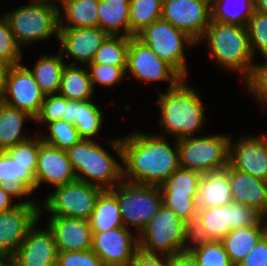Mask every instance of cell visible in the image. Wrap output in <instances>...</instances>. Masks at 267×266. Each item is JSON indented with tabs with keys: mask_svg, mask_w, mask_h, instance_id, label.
<instances>
[{
	"mask_svg": "<svg viewBox=\"0 0 267 266\" xmlns=\"http://www.w3.org/2000/svg\"><path fill=\"white\" fill-rule=\"evenodd\" d=\"M110 191L117 198L124 227L128 229V224L135 227L137 234H140L164 205L159 186L135 184L123 180Z\"/></svg>",
	"mask_w": 267,
	"mask_h": 266,
	"instance_id": "52a82bcc",
	"label": "cell"
},
{
	"mask_svg": "<svg viewBox=\"0 0 267 266\" xmlns=\"http://www.w3.org/2000/svg\"><path fill=\"white\" fill-rule=\"evenodd\" d=\"M26 119H34L25 111L0 101V151H7L29 139L22 132Z\"/></svg>",
	"mask_w": 267,
	"mask_h": 266,
	"instance_id": "83f0119b",
	"label": "cell"
},
{
	"mask_svg": "<svg viewBox=\"0 0 267 266\" xmlns=\"http://www.w3.org/2000/svg\"><path fill=\"white\" fill-rule=\"evenodd\" d=\"M262 214L255 208L241 203L231 202V230L257 225Z\"/></svg>",
	"mask_w": 267,
	"mask_h": 266,
	"instance_id": "bcb514c9",
	"label": "cell"
},
{
	"mask_svg": "<svg viewBox=\"0 0 267 266\" xmlns=\"http://www.w3.org/2000/svg\"><path fill=\"white\" fill-rule=\"evenodd\" d=\"M92 233V250L104 266H130L139 249L138 235L131 234L124 226Z\"/></svg>",
	"mask_w": 267,
	"mask_h": 266,
	"instance_id": "5bb4252c",
	"label": "cell"
},
{
	"mask_svg": "<svg viewBox=\"0 0 267 266\" xmlns=\"http://www.w3.org/2000/svg\"><path fill=\"white\" fill-rule=\"evenodd\" d=\"M130 266H170V256L150 254L138 249Z\"/></svg>",
	"mask_w": 267,
	"mask_h": 266,
	"instance_id": "681fc988",
	"label": "cell"
},
{
	"mask_svg": "<svg viewBox=\"0 0 267 266\" xmlns=\"http://www.w3.org/2000/svg\"><path fill=\"white\" fill-rule=\"evenodd\" d=\"M103 113L99 107L90 100L77 101L76 127L82 139L91 140L102 128Z\"/></svg>",
	"mask_w": 267,
	"mask_h": 266,
	"instance_id": "8d00e7d4",
	"label": "cell"
},
{
	"mask_svg": "<svg viewBox=\"0 0 267 266\" xmlns=\"http://www.w3.org/2000/svg\"><path fill=\"white\" fill-rule=\"evenodd\" d=\"M63 115H65V97L59 93L45 95L39 113L34 120L48 124L63 120Z\"/></svg>",
	"mask_w": 267,
	"mask_h": 266,
	"instance_id": "7bdbcfd3",
	"label": "cell"
},
{
	"mask_svg": "<svg viewBox=\"0 0 267 266\" xmlns=\"http://www.w3.org/2000/svg\"><path fill=\"white\" fill-rule=\"evenodd\" d=\"M233 143L230 139L228 165L267 181V136H242Z\"/></svg>",
	"mask_w": 267,
	"mask_h": 266,
	"instance_id": "2e32d148",
	"label": "cell"
},
{
	"mask_svg": "<svg viewBox=\"0 0 267 266\" xmlns=\"http://www.w3.org/2000/svg\"><path fill=\"white\" fill-rule=\"evenodd\" d=\"M236 266H267V237L264 235Z\"/></svg>",
	"mask_w": 267,
	"mask_h": 266,
	"instance_id": "c3c4849f",
	"label": "cell"
},
{
	"mask_svg": "<svg viewBox=\"0 0 267 266\" xmlns=\"http://www.w3.org/2000/svg\"><path fill=\"white\" fill-rule=\"evenodd\" d=\"M233 201L229 181V165L223 170L201 174L195 195L197 211L226 206Z\"/></svg>",
	"mask_w": 267,
	"mask_h": 266,
	"instance_id": "44dd1931",
	"label": "cell"
},
{
	"mask_svg": "<svg viewBox=\"0 0 267 266\" xmlns=\"http://www.w3.org/2000/svg\"><path fill=\"white\" fill-rule=\"evenodd\" d=\"M264 235L265 228L261 220L254 226L232 229L221 242L231 263L236 266Z\"/></svg>",
	"mask_w": 267,
	"mask_h": 266,
	"instance_id": "484cf974",
	"label": "cell"
},
{
	"mask_svg": "<svg viewBox=\"0 0 267 266\" xmlns=\"http://www.w3.org/2000/svg\"><path fill=\"white\" fill-rule=\"evenodd\" d=\"M38 221L27 232L13 256L20 266H57L58 250L53 233L37 228Z\"/></svg>",
	"mask_w": 267,
	"mask_h": 266,
	"instance_id": "e0dca14e",
	"label": "cell"
},
{
	"mask_svg": "<svg viewBox=\"0 0 267 266\" xmlns=\"http://www.w3.org/2000/svg\"><path fill=\"white\" fill-rule=\"evenodd\" d=\"M129 10V0H100L98 27L109 36L129 37Z\"/></svg>",
	"mask_w": 267,
	"mask_h": 266,
	"instance_id": "d4e9b609",
	"label": "cell"
},
{
	"mask_svg": "<svg viewBox=\"0 0 267 266\" xmlns=\"http://www.w3.org/2000/svg\"><path fill=\"white\" fill-rule=\"evenodd\" d=\"M192 228L170 208L163 205L138 234V246L143 252L174 256L188 251ZM161 252V253H159Z\"/></svg>",
	"mask_w": 267,
	"mask_h": 266,
	"instance_id": "5b68a950",
	"label": "cell"
},
{
	"mask_svg": "<svg viewBox=\"0 0 267 266\" xmlns=\"http://www.w3.org/2000/svg\"><path fill=\"white\" fill-rule=\"evenodd\" d=\"M108 143L122 160L126 182L160 186L180 167L178 140L172 148L165 135L137 131Z\"/></svg>",
	"mask_w": 267,
	"mask_h": 266,
	"instance_id": "6da1fadb",
	"label": "cell"
},
{
	"mask_svg": "<svg viewBox=\"0 0 267 266\" xmlns=\"http://www.w3.org/2000/svg\"><path fill=\"white\" fill-rule=\"evenodd\" d=\"M12 66L13 65L8 62L0 60V101L3 100L8 76H9Z\"/></svg>",
	"mask_w": 267,
	"mask_h": 266,
	"instance_id": "f5cc1de1",
	"label": "cell"
},
{
	"mask_svg": "<svg viewBox=\"0 0 267 266\" xmlns=\"http://www.w3.org/2000/svg\"><path fill=\"white\" fill-rule=\"evenodd\" d=\"M170 266H199L189 251L180 252L170 257Z\"/></svg>",
	"mask_w": 267,
	"mask_h": 266,
	"instance_id": "816d5d0a",
	"label": "cell"
},
{
	"mask_svg": "<svg viewBox=\"0 0 267 266\" xmlns=\"http://www.w3.org/2000/svg\"><path fill=\"white\" fill-rule=\"evenodd\" d=\"M264 64H255L250 75L244 80L246 88L253 94L264 108L267 107V56Z\"/></svg>",
	"mask_w": 267,
	"mask_h": 266,
	"instance_id": "b9f144b4",
	"label": "cell"
},
{
	"mask_svg": "<svg viewBox=\"0 0 267 266\" xmlns=\"http://www.w3.org/2000/svg\"><path fill=\"white\" fill-rule=\"evenodd\" d=\"M201 173L179 167L162 185V196H190L195 198Z\"/></svg>",
	"mask_w": 267,
	"mask_h": 266,
	"instance_id": "836d02e7",
	"label": "cell"
},
{
	"mask_svg": "<svg viewBox=\"0 0 267 266\" xmlns=\"http://www.w3.org/2000/svg\"><path fill=\"white\" fill-rule=\"evenodd\" d=\"M37 164H21L6 151H0V187L11 189L22 197L36 190Z\"/></svg>",
	"mask_w": 267,
	"mask_h": 266,
	"instance_id": "603a6c76",
	"label": "cell"
},
{
	"mask_svg": "<svg viewBox=\"0 0 267 266\" xmlns=\"http://www.w3.org/2000/svg\"><path fill=\"white\" fill-rule=\"evenodd\" d=\"M255 11L267 15V0H254Z\"/></svg>",
	"mask_w": 267,
	"mask_h": 266,
	"instance_id": "11a10c76",
	"label": "cell"
},
{
	"mask_svg": "<svg viewBox=\"0 0 267 266\" xmlns=\"http://www.w3.org/2000/svg\"><path fill=\"white\" fill-rule=\"evenodd\" d=\"M194 199L190 196H163V204L173 210L182 221L192 227L197 214Z\"/></svg>",
	"mask_w": 267,
	"mask_h": 266,
	"instance_id": "ee69618b",
	"label": "cell"
},
{
	"mask_svg": "<svg viewBox=\"0 0 267 266\" xmlns=\"http://www.w3.org/2000/svg\"><path fill=\"white\" fill-rule=\"evenodd\" d=\"M57 266H104L91 249L86 251L58 252Z\"/></svg>",
	"mask_w": 267,
	"mask_h": 266,
	"instance_id": "7dc6e473",
	"label": "cell"
},
{
	"mask_svg": "<svg viewBox=\"0 0 267 266\" xmlns=\"http://www.w3.org/2000/svg\"><path fill=\"white\" fill-rule=\"evenodd\" d=\"M40 206L35 200H25L15 208L0 213V257H12L30 228L40 220Z\"/></svg>",
	"mask_w": 267,
	"mask_h": 266,
	"instance_id": "7c38bea8",
	"label": "cell"
},
{
	"mask_svg": "<svg viewBox=\"0 0 267 266\" xmlns=\"http://www.w3.org/2000/svg\"><path fill=\"white\" fill-rule=\"evenodd\" d=\"M161 18L201 41L211 20L209 0H163Z\"/></svg>",
	"mask_w": 267,
	"mask_h": 266,
	"instance_id": "4fadbf2b",
	"label": "cell"
},
{
	"mask_svg": "<svg viewBox=\"0 0 267 266\" xmlns=\"http://www.w3.org/2000/svg\"><path fill=\"white\" fill-rule=\"evenodd\" d=\"M47 125L49 134L41 136L43 143L66 151L82 140L76 127L68 121L57 120Z\"/></svg>",
	"mask_w": 267,
	"mask_h": 266,
	"instance_id": "74e56055",
	"label": "cell"
},
{
	"mask_svg": "<svg viewBox=\"0 0 267 266\" xmlns=\"http://www.w3.org/2000/svg\"><path fill=\"white\" fill-rule=\"evenodd\" d=\"M210 10L213 21L245 27L248 18L255 12V5L254 0H211Z\"/></svg>",
	"mask_w": 267,
	"mask_h": 266,
	"instance_id": "1f68e13d",
	"label": "cell"
},
{
	"mask_svg": "<svg viewBox=\"0 0 267 266\" xmlns=\"http://www.w3.org/2000/svg\"><path fill=\"white\" fill-rule=\"evenodd\" d=\"M206 38L209 51L220 67L234 69L245 80L254 65V54L245 27L210 20L201 40Z\"/></svg>",
	"mask_w": 267,
	"mask_h": 266,
	"instance_id": "3957f363",
	"label": "cell"
},
{
	"mask_svg": "<svg viewBox=\"0 0 267 266\" xmlns=\"http://www.w3.org/2000/svg\"><path fill=\"white\" fill-rule=\"evenodd\" d=\"M21 47L16 42L7 19L0 17V60L12 65L20 64L22 55Z\"/></svg>",
	"mask_w": 267,
	"mask_h": 266,
	"instance_id": "ab89813d",
	"label": "cell"
},
{
	"mask_svg": "<svg viewBox=\"0 0 267 266\" xmlns=\"http://www.w3.org/2000/svg\"><path fill=\"white\" fill-rule=\"evenodd\" d=\"M41 135L36 138L16 144L6 152L21 164H37L39 147L42 144Z\"/></svg>",
	"mask_w": 267,
	"mask_h": 266,
	"instance_id": "f6af8a7d",
	"label": "cell"
},
{
	"mask_svg": "<svg viewBox=\"0 0 267 266\" xmlns=\"http://www.w3.org/2000/svg\"><path fill=\"white\" fill-rule=\"evenodd\" d=\"M130 37L109 36L95 52L91 63L127 67Z\"/></svg>",
	"mask_w": 267,
	"mask_h": 266,
	"instance_id": "d590c367",
	"label": "cell"
},
{
	"mask_svg": "<svg viewBox=\"0 0 267 266\" xmlns=\"http://www.w3.org/2000/svg\"><path fill=\"white\" fill-rule=\"evenodd\" d=\"M144 81H169V88L176 87L184 78L166 61L159 58L148 46L136 37H130L127 53L126 74Z\"/></svg>",
	"mask_w": 267,
	"mask_h": 266,
	"instance_id": "8fae6325",
	"label": "cell"
},
{
	"mask_svg": "<svg viewBox=\"0 0 267 266\" xmlns=\"http://www.w3.org/2000/svg\"><path fill=\"white\" fill-rule=\"evenodd\" d=\"M77 180L113 189L123 181V165L93 139H82L66 150Z\"/></svg>",
	"mask_w": 267,
	"mask_h": 266,
	"instance_id": "277c9868",
	"label": "cell"
},
{
	"mask_svg": "<svg viewBox=\"0 0 267 266\" xmlns=\"http://www.w3.org/2000/svg\"><path fill=\"white\" fill-rule=\"evenodd\" d=\"M229 181L233 202L267 212V181L253 177L229 166Z\"/></svg>",
	"mask_w": 267,
	"mask_h": 266,
	"instance_id": "7402d4cb",
	"label": "cell"
},
{
	"mask_svg": "<svg viewBox=\"0 0 267 266\" xmlns=\"http://www.w3.org/2000/svg\"><path fill=\"white\" fill-rule=\"evenodd\" d=\"M102 191L98 186L79 180L55 187L43 203V209L40 207V216L45 209L51 216L89 220Z\"/></svg>",
	"mask_w": 267,
	"mask_h": 266,
	"instance_id": "30bf717a",
	"label": "cell"
},
{
	"mask_svg": "<svg viewBox=\"0 0 267 266\" xmlns=\"http://www.w3.org/2000/svg\"><path fill=\"white\" fill-rule=\"evenodd\" d=\"M230 139L222 134L179 139L180 167L201 174L225 169L228 165Z\"/></svg>",
	"mask_w": 267,
	"mask_h": 266,
	"instance_id": "ba28073f",
	"label": "cell"
},
{
	"mask_svg": "<svg viewBox=\"0 0 267 266\" xmlns=\"http://www.w3.org/2000/svg\"><path fill=\"white\" fill-rule=\"evenodd\" d=\"M62 52L59 55H42L34 64L32 73L35 82L45 95L57 94L60 90L61 75L65 67Z\"/></svg>",
	"mask_w": 267,
	"mask_h": 266,
	"instance_id": "4dcf8cb0",
	"label": "cell"
},
{
	"mask_svg": "<svg viewBox=\"0 0 267 266\" xmlns=\"http://www.w3.org/2000/svg\"><path fill=\"white\" fill-rule=\"evenodd\" d=\"M47 227L51 230L58 252L92 249V229L88 220L50 216Z\"/></svg>",
	"mask_w": 267,
	"mask_h": 266,
	"instance_id": "ffe728a7",
	"label": "cell"
},
{
	"mask_svg": "<svg viewBox=\"0 0 267 266\" xmlns=\"http://www.w3.org/2000/svg\"><path fill=\"white\" fill-rule=\"evenodd\" d=\"M77 67L73 62L66 64L61 75L59 94L68 100L86 101L92 99L94 88L88 69Z\"/></svg>",
	"mask_w": 267,
	"mask_h": 266,
	"instance_id": "f1b7e54d",
	"label": "cell"
},
{
	"mask_svg": "<svg viewBox=\"0 0 267 266\" xmlns=\"http://www.w3.org/2000/svg\"><path fill=\"white\" fill-rule=\"evenodd\" d=\"M192 240L221 241L231 231V203L197 211Z\"/></svg>",
	"mask_w": 267,
	"mask_h": 266,
	"instance_id": "cb8c5ba5",
	"label": "cell"
},
{
	"mask_svg": "<svg viewBox=\"0 0 267 266\" xmlns=\"http://www.w3.org/2000/svg\"><path fill=\"white\" fill-rule=\"evenodd\" d=\"M99 4L100 0H66L59 5V28L98 27ZM64 19L68 23L66 26L63 25Z\"/></svg>",
	"mask_w": 267,
	"mask_h": 266,
	"instance_id": "4316f807",
	"label": "cell"
},
{
	"mask_svg": "<svg viewBox=\"0 0 267 266\" xmlns=\"http://www.w3.org/2000/svg\"><path fill=\"white\" fill-rule=\"evenodd\" d=\"M88 221L92 232H106L124 226L117 198L110 190L100 193Z\"/></svg>",
	"mask_w": 267,
	"mask_h": 266,
	"instance_id": "f546056e",
	"label": "cell"
},
{
	"mask_svg": "<svg viewBox=\"0 0 267 266\" xmlns=\"http://www.w3.org/2000/svg\"><path fill=\"white\" fill-rule=\"evenodd\" d=\"M93 88L95 84L113 86L122 82L126 74V67H115L107 64L90 63L87 65Z\"/></svg>",
	"mask_w": 267,
	"mask_h": 266,
	"instance_id": "60d3db41",
	"label": "cell"
},
{
	"mask_svg": "<svg viewBox=\"0 0 267 266\" xmlns=\"http://www.w3.org/2000/svg\"><path fill=\"white\" fill-rule=\"evenodd\" d=\"M31 1L32 3L26 6H21L14 11H9V13H3L20 47L47 40L51 35H56L57 39L59 36L57 1Z\"/></svg>",
	"mask_w": 267,
	"mask_h": 266,
	"instance_id": "8992f818",
	"label": "cell"
},
{
	"mask_svg": "<svg viewBox=\"0 0 267 266\" xmlns=\"http://www.w3.org/2000/svg\"><path fill=\"white\" fill-rule=\"evenodd\" d=\"M262 220H263V223H264V228H265V236L267 237V212L262 215Z\"/></svg>",
	"mask_w": 267,
	"mask_h": 266,
	"instance_id": "6f0895ef",
	"label": "cell"
},
{
	"mask_svg": "<svg viewBox=\"0 0 267 266\" xmlns=\"http://www.w3.org/2000/svg\"><path fill=\"white\" fill-rule=\"evenodd\" d=\"M188 251L199 266H234L221 241L192 240Z\"/></svg>",
	"mask_w": 267,
	"mask_h": 266,
	"instance_id": "e575fe53",
	"label": "cell"
},
{
	"mask_svg": "<svg viewBox=\"0 0 267 266\" xmlns=\"http://www.w3.org/2000/svg\"><path fill=\"white\" fill-rule=\"evenodd\" d=\"M135 37L171 65L184 79L187 78L184 46L188 45L189 48L197 44L187 33L161 18L145 27Z\"/></svg>",
	"mask_w": 267,
	"mask_h": 266,
	"instance_id": "9c48e42d",
	"label": "cell"
},
{
	"mask_svg": "<svg viewBox=\"0 0 267 266\" xmlns=\"http://www.w3.org/2000/svg\"><path fill=\"white\" fill-rule=\"evenodd\" d=\"M44 98L45 94L35 82L29 68L21 63L13 65L2 101L9 106L25 111L35 118Z\"/></svg>",
	"mask_w": 267,
	"mask_h": 266,
	"instance_id": "9a60e30c",
	"label": "cell"
},
{
	"mask_svg": "<svg viewBox=\"0 0 267 266\" xmlns=\"http://www.w3.org/2000/svg\"><path fill=\"white\" fill-rule=\"evenodd\" d=\"M0 266H20L17 260L12 257H0Z\"/></svg>",
	"mask_w": 267,
	"mask_h": 266,
	"instance_id": "9f6ffc18",
	"label": "cell"
},
{
	"mask_svg": "<svg viewBox=\"0 0 267 266\" xmlns=\"http://www.w3.org/2000/svg\"><path fill=\"white\" fill-rule=\"evenodd\" d=\"M183 79L176 87L158 94L160 123L166 133L176 140L194 137L202 130L206 121L203 103L198 92L186 84Z\"/></svg>",
	"mask_w": 267,
	"mask_h": 266,
	"instance_id": "7a4b0ae2",
	"label": "cell"
},
{
	"mask_svg": "<svg viewBox=\"0 0 267 266\" xmlns=\"http://www.w3.org/2000/svg\"><path fill=\"white\" fill-rule=\"evenodd\" d=\"M76 113H77V101L68 100L65 97V115H63V120L68 121L71 124L76 122Z\"/></svg>",
	"mask_w": 267,
	"mask_h": 266,
	"instance_id": "db71d44e",
	"label": "cell"
},
{
	"mask_svg": "<svg viewBox=\"0 0 267 266\" xmlns=\"http://www.w3.org/2000/svg\"><path fill=\"white\" fill-rule=\"evenodd\" d=\"M245 29L248 32L250 46L255 56L256 50L267 56V15L254 12L247 20Z\"/></svg>",
	"mask_w": 267,
	"mask_h": 266,
	"instance_id": "f35d334b",
	"label": "cell"
},
{
	"mask_svg": "<svg viewBox=\"0 0 267 266\" xmlns=\"http://www.w3.org/2000/svg\"><path fill=\"white\" fill-rule=\"evenodd\" d=\"M35 178L36 189L44 181L58 187L77 180L66 151L46 143L39 147Z\"/></svg>",
	"mask_w": 267,
	"mask_h": 266,
	"instance_id": "d6986e66",
	"label": "cell"
},
{
	"mask_svg": "<svg viewBox=\"0 0 267 266\" xmlns=\"http://www.w3.org/2000/svg\"><path fill=\"white\" fill-rule=\"evenodd\" d=\"M57 1H58L57 2L58 3V7H59V5L62 4L63 2H65L66 0H57Z\"/></svg>",
	"mask_w": 267,
	"mask_h": 266,
	"instance_id": "680465c9",
	"label": "cell"
},
{
	"mask_svg": "<svg viewBox=\"0 0 267 266\" xmlns=\"http://www.w3.org/2000/svg\"><path fill=\"white\" fill-rule=\"evenodd\" d=\"M109 35L100 27L90 28H60L58 40L62 45L67 61L69 56L81 64H90L97 49Z\"/></svg>",
	"mask_w": 267,
	"mask_h": 266,
	"instance_id": "ac0fdd59",
	"label": "cell"
},
{
	"mask_svg": "<svg viewBox=\"0 0 267 266\" xmlns=\"http://www.w3.org/2000/svg\"><path fill=\"white\" fill-rule=\"evenodd\" d=\"M163 0H130L129 37L161 19Z\"/></svg>",
	"mask_w": 267,
	"mask_h": 266,
	"instance_id": "d6a6232c",
	"label": "cell"
},
{
	"mask_svg": "<svg viewBox=\"0 0 267 266\" xmlns=\"http://www.w3.org/2000/svg\"><path fill=\"white\" fill-rule=\"evenodd\" d=\"M13 198L21 200V197L11 189L0 187V213L9 211L19 205L21 201L17 204H11Z\"/></svg>",
	"mask_w": 267,
	"mask_h": 266,
	"instance_id": "f907efd6",
	"label": "cell"
}]
</instances>
